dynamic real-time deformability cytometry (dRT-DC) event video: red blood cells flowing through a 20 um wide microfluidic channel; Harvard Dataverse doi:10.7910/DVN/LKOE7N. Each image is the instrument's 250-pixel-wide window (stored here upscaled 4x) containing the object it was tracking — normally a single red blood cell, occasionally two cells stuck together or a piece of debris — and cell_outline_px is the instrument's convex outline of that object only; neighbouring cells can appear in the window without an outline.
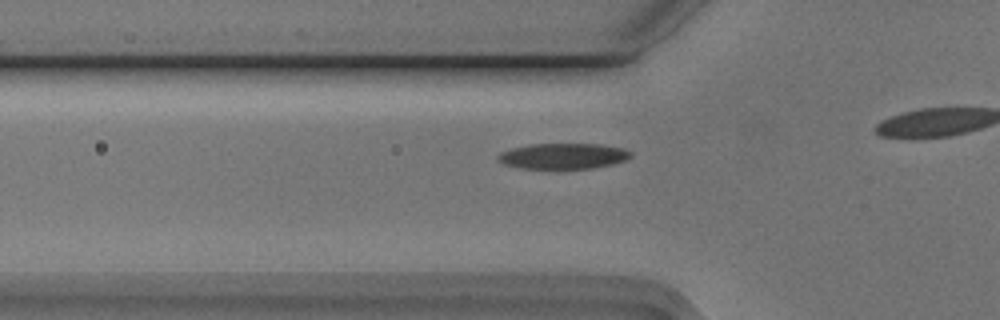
{"species": "Egyptian fruit bat (a non-hibernating species)", "species_latin": "Rousettus aegyptiacus", "temperature_condition": "cold", "stored_images_in_passage": 19, "camera_frame_rate_fps": 3000, "um_per_image_px": 0.085, "animal": {"sex": "male"}, "frame": {"image": 1, "passage_image": 14, "time_ms": 4.333, "image_size_px": [1000, 320], "cell_outline_px": [[632, 156], [628, 160], [596, 168], [520, 168], [504, 164], [496, 160], [496, 156], [500, 152], [512, 148], [528, 144], [600, 144], [624, 148], [632, 152]], "centroid_in_image_um": [47.88, 13.26], "position_along_channel_um": 77.9, "area_um2": 20.06}}